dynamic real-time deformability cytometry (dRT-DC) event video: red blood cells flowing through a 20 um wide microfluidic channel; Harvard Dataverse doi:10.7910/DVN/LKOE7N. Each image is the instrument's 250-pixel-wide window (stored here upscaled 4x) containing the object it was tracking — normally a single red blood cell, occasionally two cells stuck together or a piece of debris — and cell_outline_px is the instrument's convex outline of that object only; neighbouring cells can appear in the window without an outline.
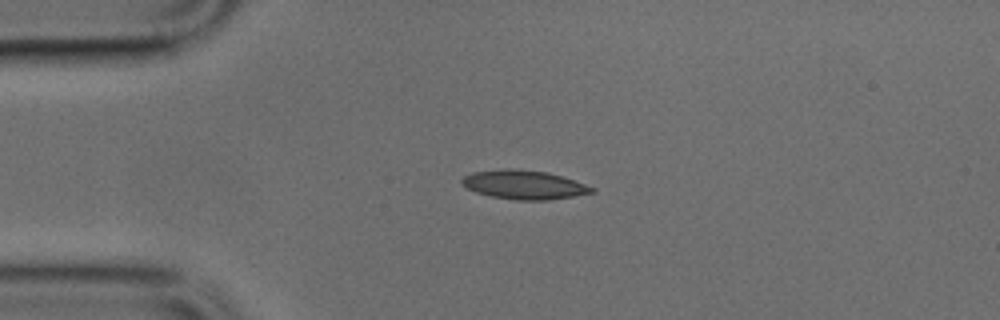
{"species": "common noctule bat (a hibernating species)", "species_latin": "Nyctalus noctula", "temperature_condition": "cold", "stored_images_in_passage": 47, "camera_frame_rate_fps": 3000, "um_per_image_px": 0.085, "animal": {"sex": "male", "body_mass_g": 17.9, "forearm_length_mm": 54.2}, "frame": {"image": 1, "passage_image": 10, "time_ms": 3.0, "image_size_px": [1000, 320], "cell_outline_px": [[596, 192], [548, 200], [516, 200], [492, 196], [476, 192], [460, 184], [460, 180], [464, 176], [472, 172], [508, 168], [512, 168], [548, 172], [596, 188]], "centroid_in_image_um": [44.52, 15.7], "position_along_channel_um": 40.5, "area_um2": 21.79}}
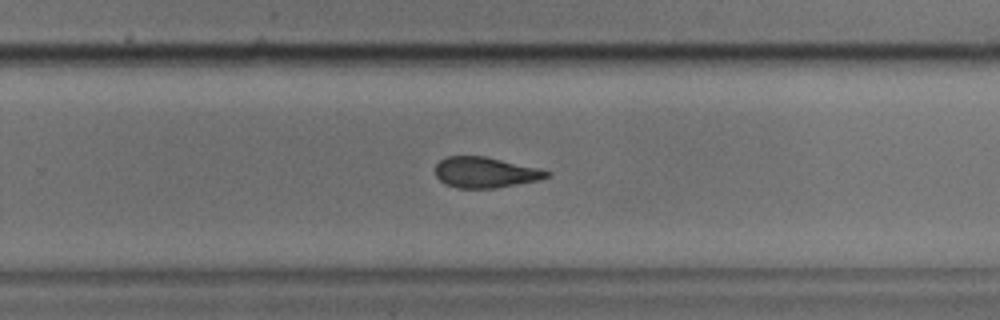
{"frame": {"image": 2, "passage_image": 30, "time_ms": 9.667, "image_size_px": [1000, 320], "cell_outline_px": [[552, 172], [548, 176], [540, 180], [492, 188], [456, 188], [444, 184], [436, 176], [436, 164], [440, 160], [448, 156], [484, 156], [536, 168]], "centroid_in_image_um": [41.2, 14.66], "position_along_channel_um": 288.6, "area_um2": 19.65}}
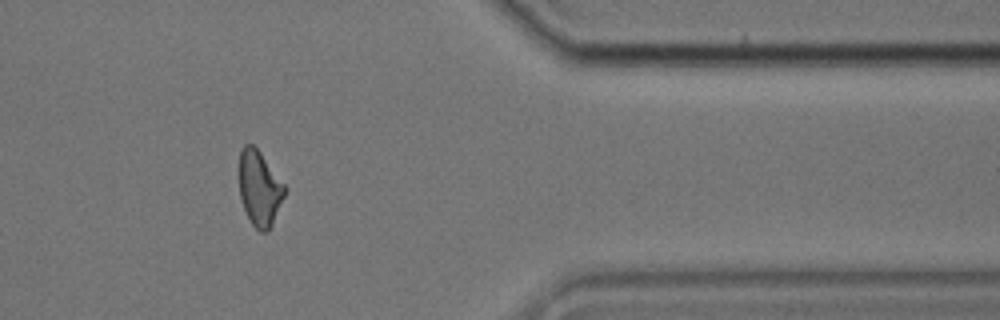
{"frame": {"image": 3, "passage_image": 39, "time_ms": 12.667, "image_size_px": [1000, 320], "cell_outline_px": [[288, 188], [272, 224], [264, 232], [260, 232], [252, 224], [244, 208], [240, 196], [240, 148], [244, 144], [252, 144], [260, 152]], "centroid_in_image_um": [22.07, 15.98], "position_along_channel_um": 389.3, "area_um2": 19.71}}